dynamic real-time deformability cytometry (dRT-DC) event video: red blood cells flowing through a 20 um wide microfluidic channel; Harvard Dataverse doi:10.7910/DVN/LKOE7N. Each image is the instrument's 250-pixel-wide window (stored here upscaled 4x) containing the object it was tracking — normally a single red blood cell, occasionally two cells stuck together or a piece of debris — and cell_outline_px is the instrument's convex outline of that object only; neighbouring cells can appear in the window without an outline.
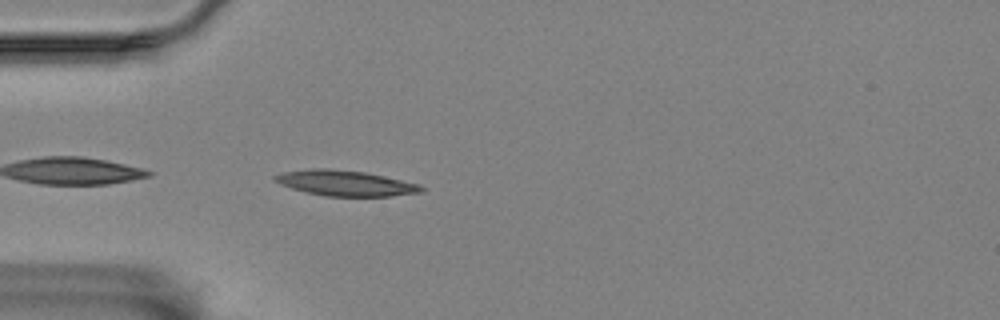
{"species": "Egyptian fruit bat (a non-hibernating species)", "species_latin": "Rousettus aegyptiacus", "temperature_condition": "room temperature", "stored_images_in_passage": 43, "camera_frame_rate_fps": 3000, "um_per_image_px": 0.085, "animal": {"sex": "female"}, "frame": {"image": 1, "passage_image": 2, "time_ms": 0.333, "image_size_px": [1000, 320], "cell_outline_px": [[424, 192], [392, 196], [324, 196], [292, 188], [280, 184], [272, 180], [272, 176], [284, 172], [312, 168], [324, 168], [364, 172], [420, 184], [424, 188]], "centroid_in_image_um": [29.35, 15.57], "position_along_channel_um": 55.6, "area_um2": 21.62}}
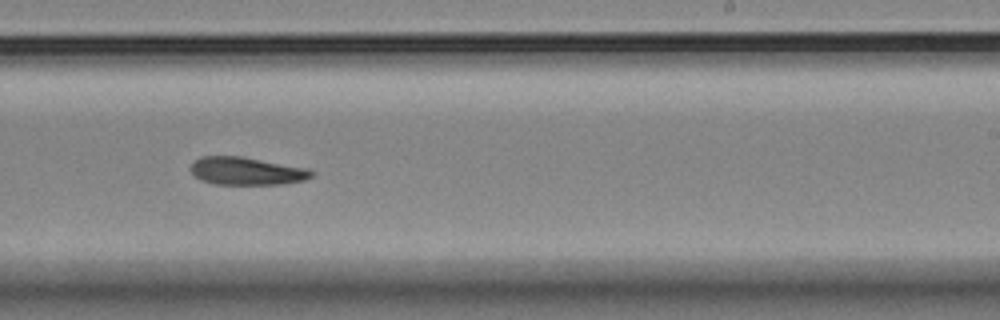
{"frame": {"image": 2, "passage_image": 21, "time_ms": 6.667, "image_size_px": [1000, 320], "cell_outline_px": [[312, 176], [304, 180], [284, 184], [212, 184], [200, 180], [192, 172], [192, 164], [200, 156], [244, 156], [304, 168], [312, 172]], "centroid_in_image_um": [20.92, 14.54], "position_along_channel_um": 268.1, "area_um2": 19.36}}
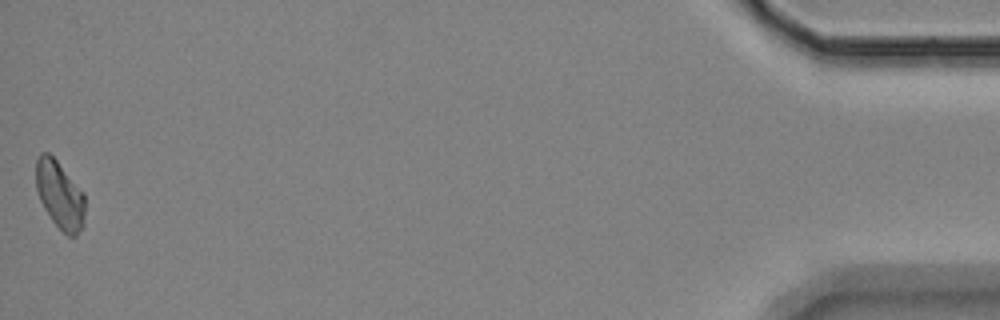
{"frame": {"image": 3, "passage_image": 43, "time_ms": 14.0, "image_size_px": [1000, 320], "cell_outline_px": [[84, 224], [76, 236], [68, 236], [52, 220], [44, 208], [40, 200], [36, 188], [36, 160], [40, 152], [48, 152], [56, 160], [84, 192]], "centroid_in_image_um": [5.08, 16.56], "position_along_channel_um": 430.1, "area_um2": 19.25}, "authors_computed_cell_mechanics": {"area_um2": 20.0566, "velocity_mm_per_s": 3.4453, "shape_relaxation_time_tau1_ms": 7.8121, "shape_relaxation_time_tau2_ms": null, "deformation_change_tau1": 0.1709, "deformation_change_tau2": null}}